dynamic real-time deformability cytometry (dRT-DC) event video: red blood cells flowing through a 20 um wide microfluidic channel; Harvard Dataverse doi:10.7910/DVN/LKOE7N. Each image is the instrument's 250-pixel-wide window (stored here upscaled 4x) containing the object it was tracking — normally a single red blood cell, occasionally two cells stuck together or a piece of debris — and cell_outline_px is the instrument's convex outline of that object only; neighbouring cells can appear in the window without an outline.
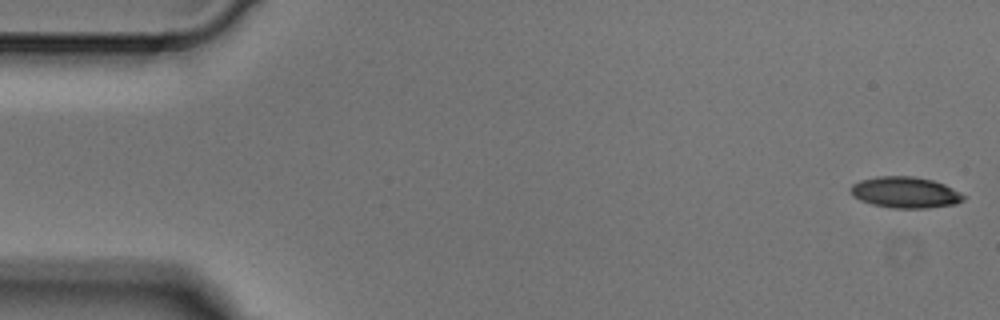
{"species": "Egyptian fruit bat (a non-hibernating species)", "species_latin": "Rousettus aegyptiacus", "temperature_condition": "cold", "stored_images_in_passage": 4, "camera_frame_rate_fps": 3000, "um_per_image_px": 0.085, "animal": {"sex": "male"}, "frame": {"image": 1, "passage_image": 1, "time_ms": 0.0, "image_size_px": [1000, 320], "cell_outline_px": [[968, 196], [964, 200], [956, 204], [928, 208], [892, 208], [872, 204], [860, 200], [852, 196], [848, 188], [852, 184], [860, 180], [880, 176], [912, 176], [932, 180], [944, 184]], "centroid_in_image_um": [76.94, 16.36], "position_along_channel_um": 8.1, "area_um2": 20.69}}
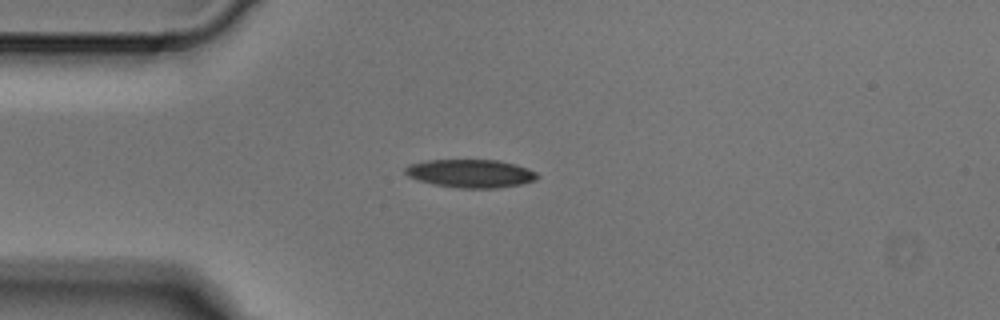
{"frame": {"image": 2, "passage_image": 4, "time_ms": 1.0, "image_size_px": [1000, 320], "cell_outline_px": [[540, 176], [536, 180], [520, 184], [496, 188], [460, 188], [432, 184], [408, 176], [404, 172], [404, 168], [408, 164], [428, 160], [500, 160], [516, 164], [528, 168], [536, 172]], "centroid_in_image_um": [40.01, 14.74], "position_along_channel_um": 45.0, "area_um2": 21.79}}